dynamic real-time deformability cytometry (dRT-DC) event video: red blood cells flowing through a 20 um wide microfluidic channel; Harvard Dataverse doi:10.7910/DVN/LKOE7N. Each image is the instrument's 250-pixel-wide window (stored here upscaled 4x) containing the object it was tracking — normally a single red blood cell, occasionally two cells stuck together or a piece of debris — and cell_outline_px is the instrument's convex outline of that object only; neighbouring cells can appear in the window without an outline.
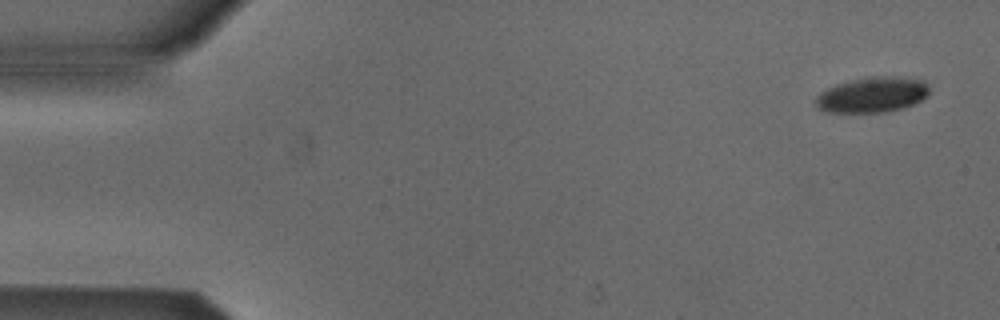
{"species": "Egyptian fruit bat (a non-hibernating species)", "species_latin": "Rousettus aegyptiacus", "temperature_condition": "cold", "stored_images_in_passage": 4, "camera_frame_rate_fps": 3000, "um_per_image_px": 0.085, "animal": {"sex": "male"}, "frame": {"image": 1, "passage_image": 1, "time_ms": 0.0, "image_size_px": [1000, 320], "cell_outline_px": [[928, 96], [912, 104], [900, 108], [884, 112], [828, 112], [816, 108], [816, 96], [820, 92], [836, 84], [868, 76], [892, 76], [924, 80], [928, 84]], "centroid_in_image_um": [74.13, 8.04], "position_along_channel_um": 10.9, "area_um2": 23.35}}